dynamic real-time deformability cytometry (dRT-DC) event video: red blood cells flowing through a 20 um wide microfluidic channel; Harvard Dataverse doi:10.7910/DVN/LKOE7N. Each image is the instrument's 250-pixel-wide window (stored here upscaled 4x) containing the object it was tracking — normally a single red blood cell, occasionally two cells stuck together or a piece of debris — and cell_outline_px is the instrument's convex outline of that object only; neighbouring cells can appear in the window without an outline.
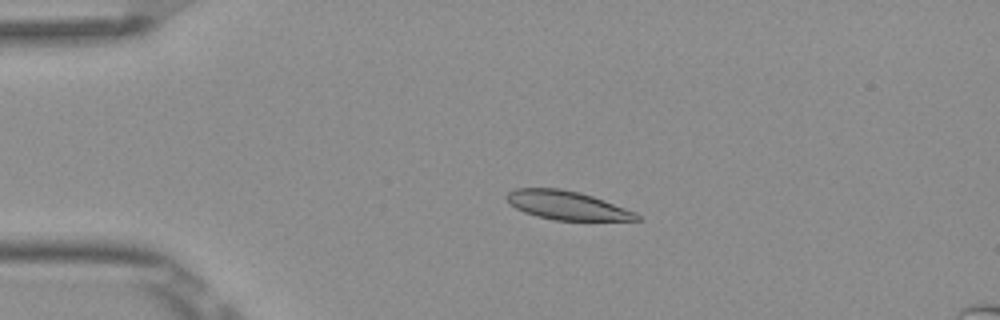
{"species": "Egyptian fruit bat (a non-hibernating species)", "species_latin": "Rousettus aegyptiacus", "temperature_condition": "room temperature", "stored_images_in_passage": 4, "camera_frame_rate_fps": 3000, "um_per_image_px": 0.085, "frame": {"image": 1, "passage_image": 3, "time_ms": 0.667, "image_size_px": [1000, 320], "cell_outline_px": [[640, 220], [556, 220], [536, 216], [524, 212], [508, 204], [504, 196], [508, 192], [516, 188], [560, 188], [580, 192], [604, 200], [636, 212], [640, 216]], "centroid_in_image_um": [48.15, 17.44], "position_along_channel_um": 36.9, "area_um2": 21.79}}